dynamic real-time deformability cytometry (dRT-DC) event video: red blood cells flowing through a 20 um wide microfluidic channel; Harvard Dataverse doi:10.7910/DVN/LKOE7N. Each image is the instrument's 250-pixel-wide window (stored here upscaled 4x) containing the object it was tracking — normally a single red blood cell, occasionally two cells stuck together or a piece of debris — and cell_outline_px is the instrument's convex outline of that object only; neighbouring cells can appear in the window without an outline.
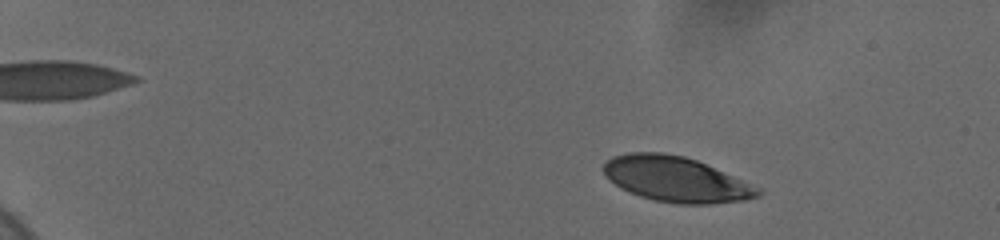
{"species": "human", "species_latin": "Homo sapiens", "temperature_condition": "cold", "stored_images_in_passage": 54, "camera_frame_rate_fps": 3000, "um_per_image_px": 0.085, "donor": {"sex": "female"}, "frame": {"image": 1, "passage_image": 5, "time_ms": 1.333, "image_size_px": [1000, 240], "cell_outline_px": [[764, 192], [760, 196], [744, 200], [712, 204], [680, 204], [656, 200], [640, 196], [620, 188], [608, 180], [604, 176], [604, 160], [612, 156], [628, 152], [664, 152], [684, 156], [696, 160], [760, 188]], "centroid_in_image_um": [57.42, 15.23], "position_along_channel_um": 27.6, "area_um2": 40.75}}
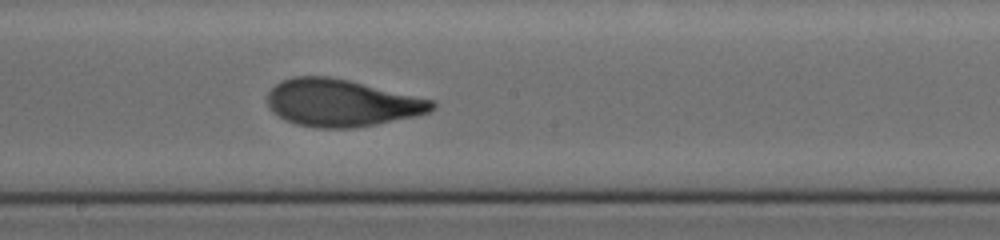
{"frame": {"image": 2, "passage_image": 31, "time_ms": 10.0, "image_size_px": [1000, 240], "cell_outline_px": [[436, 108], [428, 112], [416, 116], [356, 128], [316, 128], [296, 124], [284, 120], [272, 112], [268, 108], [268, 92], [280, 80], [292, 76], [328, 76], [348, 80], [436, 100]], "centroid_in_image_um": [29.02, 8.75], "position_along_channel_um": 219.2, "area_um2": 45.66}}
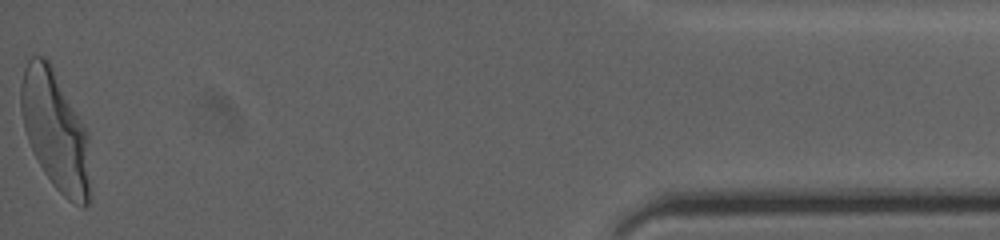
{"frame": {"image": 3, "passage_image": 54, "time_ms": 17.667, "image_size_px": [1000, 240], "cell_outline_px": [[92, 200], [84, 208], [80, 208], [68, 200], [52, 184], [44, 172], [28, 140], [24, 128], [20, 108], [20, 84], [24, 68], [28, 60], [32, 56], [44, 56], [48, 60], [88, 132], [92, 196]], "centroid_in_image_um": [4.74, 11.19], "position_along_channel_um": 430.5, "area_um2": 48.55}, "authors_computed_cell_mechanics": {"area_um2": 44.4771, "velocity_mm_per_s": 3.6551, "shape_relaxation_time_tau1_ms": 4.3048, "shape_relaxation_time_tau2_ms": 0.8487, "deformation_change_tau1": 0.1852, "deformation_change_tau2": 0.0695}}